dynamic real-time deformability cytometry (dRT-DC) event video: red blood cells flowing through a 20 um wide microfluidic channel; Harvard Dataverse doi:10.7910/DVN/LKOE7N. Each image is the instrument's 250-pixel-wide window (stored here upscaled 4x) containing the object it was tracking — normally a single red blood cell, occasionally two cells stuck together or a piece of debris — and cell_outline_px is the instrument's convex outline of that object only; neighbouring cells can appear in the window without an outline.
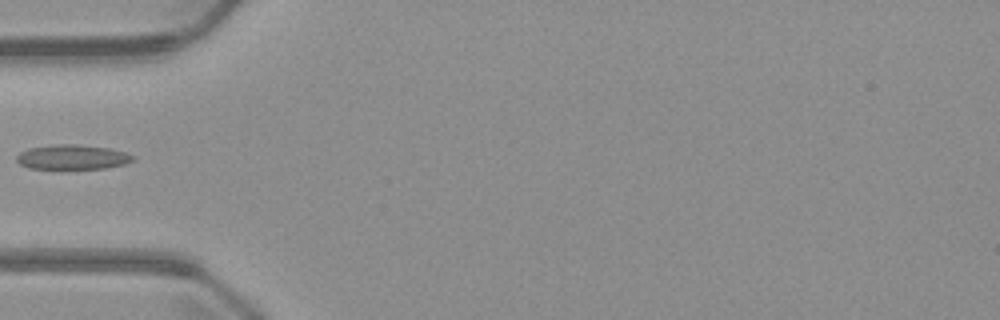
{"species": "common noctule bat (a hibernating species)", "species_latin": "Nyctalus noctula", "temperature_condition": "warm", "stored_images_in_passage": 5, "camera_frame_rate_fps": 3000, "um_per_image_px": 0.085, "animal": {"sex": "male", "body_mass_g": 23.1, "forearm_length_mm": 52.7}, "frame": {"image": 1, "passage_image": 5, "time_ms": 4.667, "image_size_px": [1000, 320], "cell_outline_px": [[136, 160], [124, 164], [104, 168], [28, 168], [20, 164], [16, 160], [16, 156], [20, 152], [28, 148], [56, 144], [80, 144], [108, 148], [124, 152], [136, 156]], "centroid_in_image_um": [6.16, 13.34], "position_along_channel_um": 78.8, "area_um2": 16.7}}